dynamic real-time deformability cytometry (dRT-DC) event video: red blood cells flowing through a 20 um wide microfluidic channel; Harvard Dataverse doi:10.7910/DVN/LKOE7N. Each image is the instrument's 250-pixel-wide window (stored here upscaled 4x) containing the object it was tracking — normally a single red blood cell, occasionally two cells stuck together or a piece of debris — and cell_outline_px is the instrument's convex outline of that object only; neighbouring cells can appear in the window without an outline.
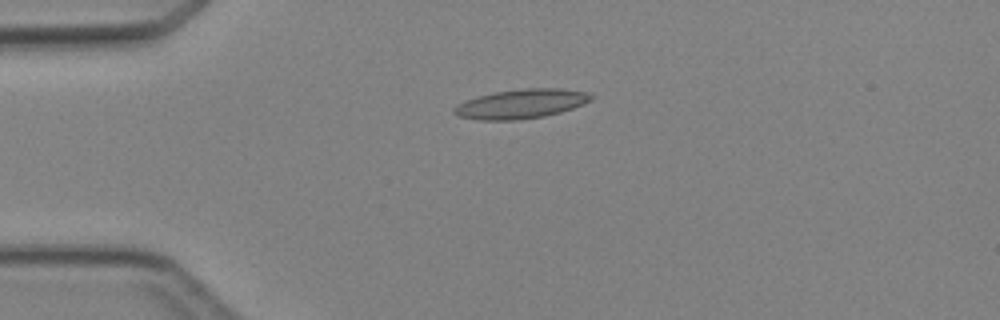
{"species": "Egyptian fruit bat (a non-hibernating species)", "species_latin": "Rousettus aegyptiacus", "temperature_condition": "cold", "stored_images_in_passage": 5, "camera_frame_rate_fps": 3000, "um_per_image_px": 0.085, "animal": {"sex": "female"}, "frame": {"image": 1, "passage_image": 3, "time_ms": 3.333, "image_size_px": [1000, 320], "cell_outline_px": [[596, 96], [592, 100], [584, 104], [560, 112], [544, 116], [516, 120], [480, 120], [460, 116], [452, 112], [452, 108], [456, 104], [464, 100], [476, 96], [496, 92], [524, 88], [564, 88], [584, 92]], "centroid_in_image_um": [44.28, 8.82], "position_along_channel_um": 40.7, "area_um2": 23.52}}
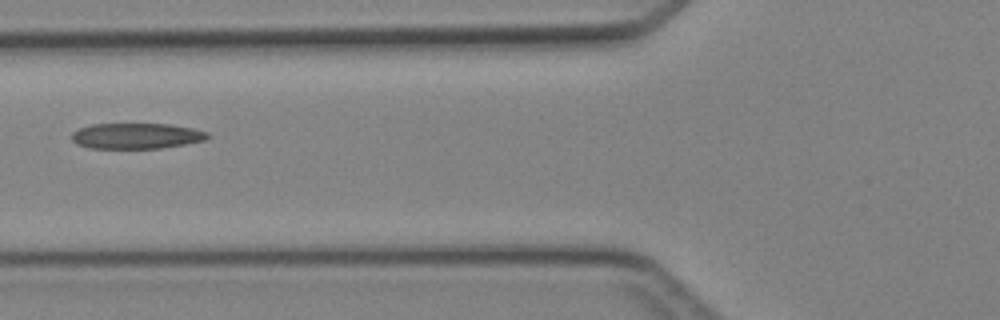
{"frame": {"image": 2, "passage_image": 5, "time_ms": 5.667, "image_size_px": [1000, 320], "cell_outline_px": [[212, 136], [204, 140], [184, 144], [160, 148], [88, 148], [76, 144], [72, 140], [72, 132], [80, 128], [92, 124], [168, 124], [192, 128], [208, 132]], "centroid_in_image_um": [11.59, 11.55], "position_along_channel_um": 114.2, "area_um2": 20.29}}